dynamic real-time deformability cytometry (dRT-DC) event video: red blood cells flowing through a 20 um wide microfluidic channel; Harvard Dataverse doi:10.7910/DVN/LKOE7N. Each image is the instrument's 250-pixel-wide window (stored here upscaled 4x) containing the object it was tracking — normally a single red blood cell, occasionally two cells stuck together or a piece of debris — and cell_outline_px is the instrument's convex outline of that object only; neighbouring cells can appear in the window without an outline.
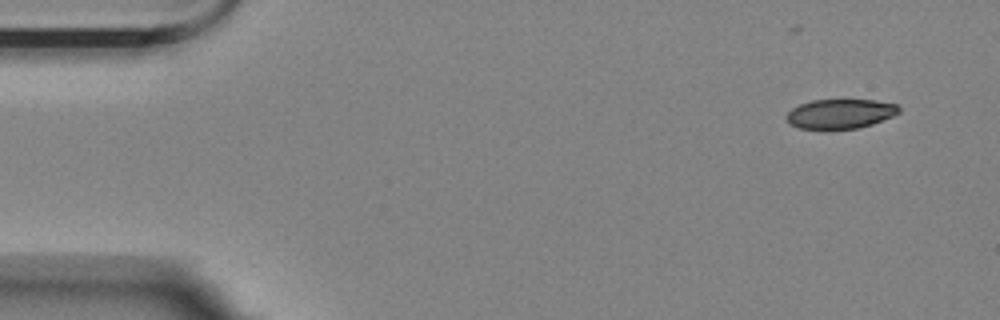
{"species": "Egyptian fruit bat (a non-hibernating species)", "species_latin": "Rousettus aegyptiacus", "temperature_condition": "room temperature", "stored_images_in_passage": 5, "camera_frame_rate_fps": 3000, "um_per_image_px": 0.085, "animal": {"sex": "female"}, "frame": {"image": 1, "passage_image": 1, "time_ms": 0.0, "image_size_px": [1000, 320], "cell_outline_px": [[900, 112], [892, 116], [872, 124], [860, 128], [800, 128], [788, 124], [784, 116], [792, 108], [800, 104], [812, 100], [876, 100], [900, 104]], "centroid_in_image_um": [71.43, 9.66], "position_along_channel_um": 13.6, "area_um2": 19.36}}
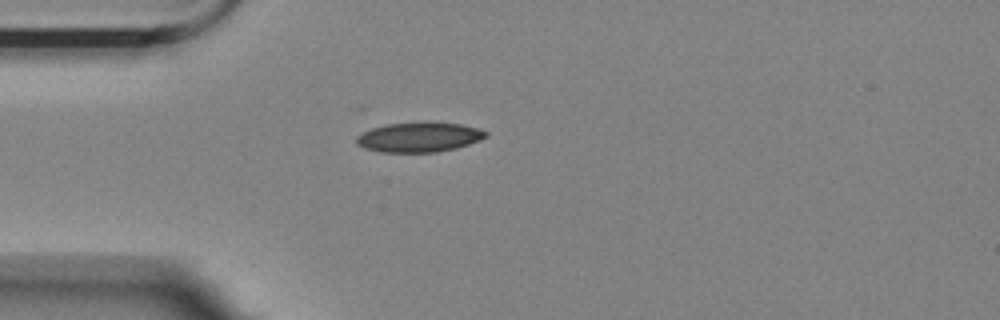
{"frame": {"image": 2, "passage_image": 4, "time_ms": 1.0, "image_size_px": [1000, 320], "cell_outline_px": [[488, 136], [480, 140], [456, 148], [436, 152], [380, 152], [364, 148], [356, 144], [356, 136], [372, 128], [388, 124], [424, 120], [432, 120], [460, 124], [480, 128], [488, 132]], "centroid_in_image_um": [35.65, 11.63], "position_along_channel_um": 49.3, "area_um2": 23.0}}